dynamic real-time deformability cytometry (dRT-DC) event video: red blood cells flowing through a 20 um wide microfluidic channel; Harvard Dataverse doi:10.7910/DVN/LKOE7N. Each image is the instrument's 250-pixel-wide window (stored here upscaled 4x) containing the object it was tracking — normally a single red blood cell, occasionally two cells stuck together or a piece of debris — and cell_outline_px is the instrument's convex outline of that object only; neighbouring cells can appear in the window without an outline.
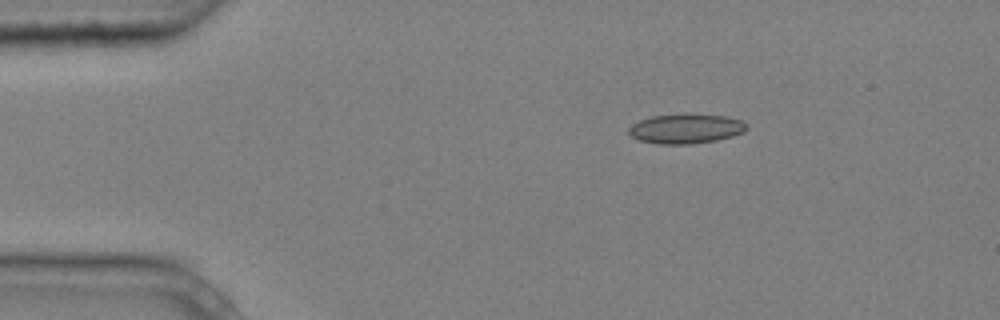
{"species": "common noctule bat (a hibernating species)", "species_latin": "Nyctalus noctula", "temperature_condition": "cold", "stored_images_in_passage": 4, "camera_frame_rate_fps": 3000, "um_per_image_px": 0.085, "animal": {"sex": "male", "body_mass_g": 20.4}, "frame": {"image": 1, "passage_image": 2, "time_ms": 0.333, "image_size_px": [1000, 320], "cell_outline_px": [[748, 128], [744, 132], [732, 136], [716, 140], [692, 144], [656, 144], [640, 140], [632, 136], [628, 132], [628, 128], [632, 124], [640, 120], [652, 116], [724, 116], [740, 120], [748, 124]], "centroid_in_image_um": [58.3, 10.98], "position_along_channel_um": 26.7, "area_um2": 19.71}}
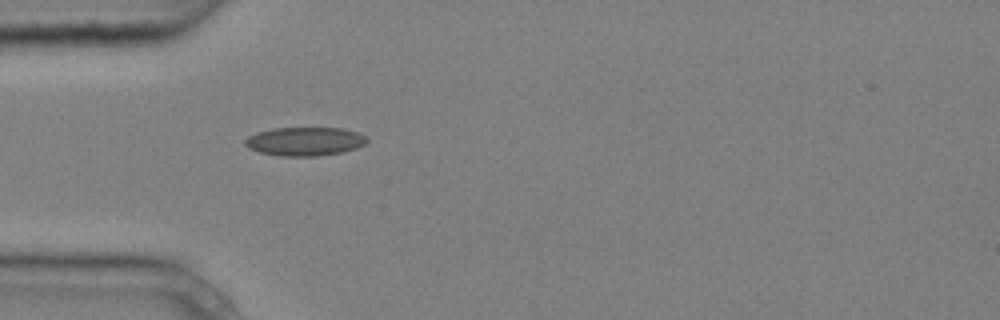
{"frame": {"image": 2, "passage_image": 4, "time_ms": 1.0, "image_size_px": [1000, 320], "cell_outline_px": [[368, 140], [364, 144], [356, 148], [344, 152], [316, 156], [280, 156], [260, 152], [248, 148], [244, 144], [244, 140], [248, 136], [256, 132], [272, 128], [340, 128], [356, 132], [364, 136]], "centroid_in_image_um": [25.87, 12.02], "position_along_channel_um": 59.1, "area_um2": 20.35}}